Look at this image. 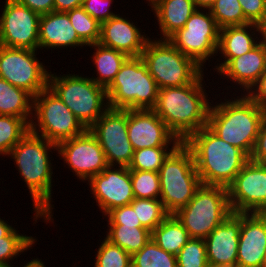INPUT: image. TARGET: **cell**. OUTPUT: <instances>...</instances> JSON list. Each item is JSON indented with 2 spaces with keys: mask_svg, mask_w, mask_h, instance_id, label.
<instances>
[{
  "mask_svg": "<svg viewBox=\"0 0 266 267\" xmlns=\"http://www.w3.org/2000/svg\"><path fill=\"white\" fill-rule=\"evenodd\" d=\"M52 150L57 152V144L29 130L6 155L11 157L19 176L27 185L34 207L35 224L38 219L43 220L45 224L54 222L52 211L55 208L51 199L54 193L52 183L55 167L52 165Z\"/></svg>",
  "mask_w": 266,
  "mask_h": 267,
  "instance_id": "6da1fadb",
  "label": "cell"
},
{
  "mask_svg": "<svg viewBox=\"0 0 266 267\" xmlns=\"http://www.w3.org/2000/svg\"><path fill=\"white\" fill-rule=\"evenodd\" d=\"M204 74L191 84L159 89L157 103L152 109L181 142L207 126L212 100L204 88Z\"/></svg>",
  "mask_w": 266,
  "mask_h": 267,
  "instance_id": "7a4b0ae2",
  "label": "cell"
},
{
  "mask_svg": "<svg viewBox=\"0 0 266 267\" xmlns=\"http://www.w3.org/2000/svg\"><path fill=\"white\" fill-rule=\"evenodd\" d=\"M192 152L196 171L204 185L228 187L249 161L238 147L227 143L207 126L183 142Z\"/></svg>",
  "mask_w": 266,
  "mask_h": 267,
  "instance_id": "3957f363",
  "label": "cell"
},
{
  "mask_svg": "<svg viewBox=\"0 0 266 267\" xmlns=\"http://www.w3.org/2000/svg\"><path fill=\"white\" fill-rule=\"evenodd\" d=\"M210 105L207 127L219 138L251 155L265 111L247 94ZM225 101V102H224Z\"/></svg>",
  "mask_w": 266,
  "mask_h": 267,
  "instance_id": "277c9868",
  "label": "cell"
},
{
  "mask_svg": "<svg viewBox=\"0 0 266 267\" xmlns=\"http://www.w3.org/2000/svg\"><path fill=\"white\" fill-rule=\"evenodd\" d=\"M49 73L48 87L72 111L81 124L89 129L109 108L106 89L89 76Z\"/></svg>",
  "mask_w": 266,
  "mask_h": 267,
  "instance_id": "5b68a950",
  "label": "cell"
},
{
  "mask_svg": "<svg viewBox=\"0 0 266 267\" xmlns=\"http://www.w3.org/2000/svg\"><path fill=\"white\" fill-rule=\"evenodd\" d=\"M109 108L153 109L159 87L141 56L128 57L106 88Z\"/></svg>",
  "mask_w": 266,
  "mask_h": 267,
  "instance_id": "8992f818",
  "label": "cell"
},
{
  "mask_svg": "<svg viewBox=\"0 0 266 267\" xmlns=\"http://www.w3.org/2000/svg\"><path fill=\"white\" fill-rule=\"evenodd\" d=\"M160 200L168 214L185 207L202 185L190 149L181 142L160 168Z\"/></svg>",
  "mask_w": 266,
  "mask_h": 267,
  "instance_id": "52a82bcc",
  "label": "cell"
},
{
  "mask_svg": "<svg viewBox=\"0 0 266 267\" xmlns=\"http://www.w3.org/2000/svg\"><path fill=\"white\" fill-rule=\"evenodd\" d=\"M141 57L159 89L191 84L205 71L168 39L149 38Z\"/></svg>",
  "mask_w": 266,
  "mask_h": 267,
  "instance_id": "ba28073f",
  "label": "cell"
},
{
  "mask_svg": "<svg viewBox=\"0 0 266 267\" xmlns=\"http://www.w3.org/2000/svg\"><path fill=\"white\" fill-rule=\"evenodd\" d=\"M232 212L226 187L202 184L174 215L190 238L205 239Z\"/></svg>",
  "mask_w": 266,
  "mask_h": 267,
  "instance_id": "9c48e42d",
  "label": "cell"
},
{
  "mask_svg": "<svg viewBox=\"0 0 266 267\" xmlns=\"http://www.w3.org/2000/svg\"><path fill=\"white\" fill-rule=\"evenodd\" d=\"M86 128L48 87L33 97L30 131L58 144L82 134Z\"/></svg>",
  "mask_w": 266,
  "mask_h": 267,
  "instance_id": "30bf717a",
  "label": "cell"
},
{
  "mask_svg": "<svg viewBox=\"0 0 266 267\" xmlns=\"http://www.w3.org/2000/svg\"><path fill=\"white\" fill-rule=\"evenodd\" d=\"M219 32L220 28L210 10L196 9L184 27L168 40L204 69L207 60L210 62L211 58L217 56Z\"/></svg>",
  "mask_w": 266,
  "mask_h": 267,
  "instance_id": "8fae6325",
  "label": "cell"
},
{
  "mask_svg": "<svg viewBox=\"0 0 266 267\" xmlns=\"http://www.w3.org/2000/svg\"><path fill=\"white\" fill-rule=\"evenodd\" d=\"M37 51L0 45V77L33 97L48 88L50 73Z\"/></svg>",
  "mask_w": 266,
  "mask_h": 267,
  "instance_id": "7c38bea8",
  "label": "cell"
},
{
  "mask_svg": "<svg viewBox=\"0 0 266 267\" xmlns=\"http://www.w3.org/2000/svg\"><path fill=\"white\" fill-rule=\"evenodd\" d=\"M89 130L102 147L108 166H129L134 149L127 135V109L108 108Z\"/></svg>",
  "mask_w": 266,
  "mask_h": 267,
  "instance_id": "4fadbf2b",
  "label": "cell"
},
{
  "mask_svg": "<svg viewBox=\"0 0 266 267\" xmlns=\"http://www.w3.org/2000/svg\"><path fill=\"white\" fill-rule=\"evenodd\" d=\"M57 154L81 182L87 183L91 177L101 173L108 166L102 147L89 129L58 143Z\"/></svg>",
  "mask_w": 266,
  "mask_h": 267,
  "instance_id": "5bb4252c",
  "label": "cell"
},
{
  "mask_svg": "<svg viewBox=\"0 0 266 267\" xmlns=\"http://www.w3.org/2000/svg\"><path fill=\"white\" fill-rule=\"evenodd\" d=\"M0 14V45L39 49L40 14L16 0H5Z\"/></svg>",
  "mask_w": 266,
  "mask_h": 267,
  "instance_id": "9a60e30c",
  "label": "cell"
},
{
  "mask_svg": "<svg viewBox=\"0 0 266 267\" xmlns=\"http://www.w3.org/2000/svg\"><path fill=\"white\" fill-rule=\"evenodd\" d=\"M227 191L233 213H259L266 205V163L249 160Z\"/></svg>",
  "mask_w": 266,
  "mask_h": 267,
  "instance_id": "2e32d148",
  "label": "cell"
},
{
  "mask_svg": "<svg viewBox=\"0 0 266 267\" xmlns=\"http://www.w3.org/2000/svg\"><path fill=\"white\" fill-rule=\"evenodd\" d=\"M87 184L102 218L114 208L129 205L135 199L128 167L107 166L101 173L91 177Z\"/></svg>",
  "mask_w": 266,
  "mask_h": 267,
  "instance_id": "e0dca14e",
  "label": "cell"
},
{
  "mask_svg": "<svg viewBox=\"0 0 266 267\" xmlns=\"http://www.w3.org/2000/svg\"><path fill=\"white\" fill-rule=\"evenodd\" d=\"M127 135L134 151L181 143L152 109H127Z\"/></svg>",
  "mask_w": 266,
  "mask_h": 267,
  "instance_id": "ac0fdd59",
  "label": "cell"
},
{
  "mask_svg": "<svg viewBox=\"0 0 266 267\" xmlns=\"http://www.w3.org/2000/svg\"><path fill=\"white\" fill-rule=\"evenodd\" d=\"M120 14L101 24L99 43L126 54L128 57L141 56L147 40L150 38L132 20Z\"/></svg>",
  "mask_w": 266,
  "mask_h": 267,
  "instance_id": "d6986e66",
  "label": "cell"
},
{
  "mask_svg": "<svg viewBox=\"0 0 266 267\" xmlns=\"http://www.w3.org/2000/svg\"><path fill=\"white\" fill-rule=\"evenodd\" d=\"M265 71L266 44L262 40L250 52L232 58L217 74L227 79V83L229 80L232 81L231 84L234 82L226 88H235L233 85L236 84L241 94H247Z\"/></svg>",
  "mask_w": 266,
  "mask_h": 267,
  "instance_id": "ffe728a7",
  "label": "cell"
},
{
  "mask_svg": "<svg viewBox=\"0 0 266 267\" xmlns=\"http://www.w3.org/2000/svg\"><path fill=\"white\" fill-rule=\"evenodd\" d=\"M266 252V218L259 213H241L237 263L261 267Z\"/></svg>",
  "mask_w": 266,
  "mask_h": 267,
  "instance_id": "44dd1931",
  "label": "cell"
},
{
  "mask_svg": "<svg viewBox=\"0 0 266 267\" xmlns=\"http://www.w3.org/2000/svg\"><path fill=\"white\" fill-rule=\"evenodd\" d=\"M240 229L241 213H231L204 239L208 262L237 263Z\"/></svg>",
  "mask_w": 266,
  "mask_h": 267,
  "instance_id": "7402d4cb",
  "label": "cell"
},
{
  "mask_svg": "<svg viewBox=\"0 0 266 267\" xmlns=\"http://www.w3.org/2000/svg\"><path fill=\"white\" fill-rule=\"evenodd\" d=\"M258 34V35H257ZM259 36V38H258ZM263 40L258 24L249 23L242 26H227L220 29L217 56L219 58L213 71L218 73L232 58L250 52ZM219 54V55H218ZM222 54V55H221Z\"/></svg>",
  "mask_w": 266,
  "mask_h": 267,
  "instance_id": "603a6c76",
  "label": "cell"
},
{
  "mask_svg": "<svg viewBox=\"0 0 266 267\" xmlns=\"http://www.w3.org/2000/svg\"><path fill=\"white\" fill-rule=\"evenodd\" d=\"M82 48L86 45L79 39L66 12H50L40 16L39 50Z\"/></svg>",
  "mask_w": 266,
  "mask_h": 267,
  "instance_id": "cb8c5ba5",
  "label": "cell"
},
{
  "mask_svg": "<svg viewBox=\"0 0 266 267\" xmlns=\"http://www.w3.org/2000/svg\"><path fill=\"white\" fill-rule=\"evenodd\" d=\"M196 9L194 0H162L151 11L159 25L160 39H168L183 28Z\"/></svg>",
  "mask_w": 266,
  "mask_h": 267,
  "instance_id": "d4e9b609",
  "label": "cell"
},
{
  "mask_svg": "<svg viewBox=\"0 0 266 267\" xmlns=\"http://www.w3.org/2000/svg\"><path fill=\"white\" fill-rule=\"evenodd\" d=\"M87 47L93 48L91 60L95 66L96 76L91 79L105 89L111 84L116 74L120 71L122 64L128 58V56L120 51L113 48L105 47L100 43H94Z\"/></svg>",
  "mask_w": 266,
  "mask_h": 267,
  "instance_id": "484cf974",
  "label": "cell"
},
{
  "mask_svg": "<svg viewBox=\"0 0 266 267\" xmlns=\"http://www.w3.org/2000/svg\"><path fill=\"white\" fill-rule=\"evenodd\" d=\"M0 115L23 118L30 125L33 115V96L0 77Z\"/></svg>",
  "mask_w": 266,
  "mask_h": 267,
  "instance_id": "4316f807",
  "label": "cell"
},
{
  "mask_svg": "<svg viewBox=\"0 0 266 267\" xmlns=\"http://www.w3.org/2000/svg\"><path fill=\"white\" fill-rule=\"evenodd\" d=\"M18 232L19 230L0 217V264L14 266L12 261L25 251L33 249L37 242L36 236L34 238Z\"/></svg>",
  "mask_w": 266,
  "mask_h": 267,
  "instance_id": "83f0119b",
  "label": "cell"
},
{
  "mask_svg": "<svg viewBox=\"0 0 266 267\" xmlns=\"http://www.w3.org/2000/svg\"><path fill=\"white\" fill-rule=\"evenodd\" d=\"M151 239L163 250L177 255L190 236L174 214H169L152 232Z\"/></svg>",
  "mask_w": 266,
  "mask_h": 267,
  "instance_id": "f1b7e54d",
  "label": "cell"
},
{
  "mask_svg": "<svg viewBox=\"0 0 266 267\" xmlns=\"http://www.w3.org/2000/svg\"><path fill=\"white\" fill-rule=\"evenodd\" d=\"M105 237L112 244L120 246L131 256L143 248L151 239V232L144 227L107 225Z\"/></svg>",
  "mask_w": 266,
  "mask_h": 267,
  "instance_id": "f546056e",
  "label": "cell"
},
{
  "mask_svg": "<svg viewBox=\"0 0 266 267\" xmlns=\"http://www.w3.org/2000/svg\"><path fill=\"white\" fill-rule=\"evenodd\" d=\"M29 130L30 125L23 118L0 115V156L5 157Z\"/></svg>",
  "mask_w": 266,
  "mask_h": 267,
  "instance_id": "4dcf8cb0",
  "label": "cell"
},
{
  "mask_svg": "<svg viewBox=\"0 0 266 267\" xmlns=\"http://www.w3.org/2000/svg\"><path fill=\"white\" fill-rule=\"evenodd\" d=\"M132 267H177L176 256L161 249L152 239L131 256Z\"/></svg>",
  "mask_w": 266,
  "mask_h": 267,
  "instance_id": "1f68e13d",
  "label": "cell"
},
{
  "mask_svg": "<svg viewBox=\"0 0 266 267\" xmlns=\"http://www.w3.org/2000/svg\"><path fill=\"white\" fill-rule=\"evenodd\" d=\"M130 205L136 212L141 225L152 232L169 215L160 198H135Z\"/></svg>",
  "mask_w": 266,
  "mask_h": 267,
  "instance_id": "d6a6232c",
  "label": "cell"
},
{
  "mask_svg": "<svg viewBox=\"0 0 266 267\" xmlns=\"http://www.w3.org/2000/svg\"><path fill=\"white\" fill-rule=\"evenodd\" d=\"M79 39L86 45L99 43L101 24L92 18L82 7L66 12Z\"/></svg>",
  "mask_w": 266,
  "mask_h": 267,
  "instance_id": "836d02e7",
  "label": "cell"
},
{
  "mask_svg": "<svg viewBox=\"0 0 266 267\" xmlns=\"http://www.w3.org/2000/svg\"><path fill=\"white\" fill-rule=\"evenodd\" d=\"M176 147H151L135 150L130 170L159 172L165 159Z\"/></svg>",
  "mask_w": 266,
  "mask_h": 267,
  "instance_id": "e575fe53",
  "label": "cell"
},
{
  "mask_svg": "<svg viewBox=\"0 0 266 267\" xmlns=\"http://www.w3.org/2000/svg\"><path fill=\"white\" fill-rule=\"evenodd\" d=\"M209 10L220 29L250 23L244 17L242 6L238 0H216Z\"/></svg>",
  "mask_w": 266,
  "mask_h": 267,
  "instance_id": "d590c367",
  "label": "cell"
},
{
  "mask_svg": "<svg viewBox=\"0 0 266 267\" xmlns=\"http://www.w3.org/2000/svg\"><path fill=\"white\" fill-rule=\"evenodd\" d=\"M96 249L94 267H132L131 255L104 238Z\"/></svg>",
  "mask_w": 266,
  "mask_h": 267,
  "instance_id": "8d00e7d4",
  "label": "cell"
},
{
  "mask_svg": "<svg viewBox=\"0 0 266 267\" xmlns=\"http://www.w3.org/2000/svg\"><path fill=\"white\" fill-rule=\"evenodd\" d=\"M130 175L135 198H160L161 186L157 172L130 170Z\"/></svg>",
  "mask_w": 266,
  "mask_h": 267,
  "instance_id": "74e56055",
  "label": "cell"
},
{
  "mask_svg": "<svg viewBox=\"0 0 266 267\" xmlns=\"http://www.w3.org/2000/svg\"><path fill=\"white\" fill-rule=\"evenodd\" d=\"M177 267H205L208 263L205 240L190 238L176 255Z\"/></svg>",
  "mask_w": 266,
  "mask_h": 267,
  "instance_id": "f35d334b",
  "label": "cell"
},
{
  "mask_svg": "<svg viewBox=\"0 0 266 267\" xmlns=\"http://www.w3.org/2000/svg\"><path fill=\"white\" fill-rule=\"evenodd\" d=\"M105 217L108 219L106 220V224L108 225L143 227L136 215L135 210L130 204L114 208L113 210L109 211L103 218Z\"/></svg>",
  "mask_w": 266,
  "mask_h": 267,
  "instance_id": "ab89813d",
  "label": "cell"
},
{
  "mask_svg": "<svg viewBox=\"0 0 266 267\" xmlns=\"http://www.w3.org/2000/svg\"><path fill=\"white\" fill-rule=\"evenodd\" d=\"M114 0H83L82 8L100 24L117 15L111 12Z\"/></svg>",
  "mask_w": 266,
  "mask_h": 267,
  "instance_id": "60d3db41",
  "label": "cell"
},
{
  "mask_svg": "<svg viewBox=\"0 0 266 267\" xmlns=\"http://www.w3.org/2000/svg\"><path fill=\"white\" fill-rule=\"evenodd\" d=\"M244 17L254 24L260 25L266 14V0H238Z\"/></svg>",
  "mask_w": 266,
  "mask_h": 267,
  "instance_id": "b9f144b4",
  "label": "cell"
},
{
  "mask_svg": "<svg viewBox=\"0 0 266 267\" xmlns=\"http://www.w3.org/2000/svg\"><path fill=\"white\" fill-rule=\"evenodd\" d=\"M249 160L256 163H266V111Z\"/></svg>",
  "mask_w": 266,
  "mask_h": 267,
  "instance_id": "7bdbcfd3",
  "label": "cell"
},
{
  "mask_svg": "<svg viewBox=\"0 0 266 267\" xmlns=\"http://www.w3.org/2000/svg\"><path fill=\"white\" fill-rule=\"evenodd\" d=\"M247 95L264 111H266V71Z\"/></svg>",
  "mask_w": 266,
  "mask_h": 267,
  "instance_id": "ee69618b",
  "label": "cell"
},
{
  "mask_svg": "<svg viewBox=\"0 0 266 267\" xmlns=\"http://www.w3.org/2000/svg\"><path fill=\"white\" fill-rule=\"evenodd\" d=\"M18 3L27 6L31 11L40 15L54 11V0H16Z\"/></svg>",
  "mask_w": 266,
  "mask_h": 267,
  "instance_id": "f6af8a7d",
  "label": "cell"
},
{
  "mask_svg": "<svg viewBox=\"0 0 266 267\" xmlns=\"http://www.w3.org/2000/svg\"><path fill=\"white\" fill-rule=\"evenodd\" d=\"M83 0H54V11L68 12L74 8L81 7Z\"/></svg>",
  "mask_w": 266,
  "mask_h": 267,
  "instance_id": "bcb514c9",
  "label": "cell"
},
{
  "mask_svg": "<svg viewBox=\"0 0 266 267\" xmlns=\"http://www.w3.org/2000/svg\"><path fill=\"white\" fill-rule=\"evenodd\" d=\"M216 0H194L197 9H210Z\"/></svg>",
  "mask_w": 266,
  "mask_h": 267,
  "instance_id": "7dc6e473",
  "label": "cell"
},
{
  "mask_svg": "<svg viewBox=\"0 0 266 267\" xmlns=\"http://www.w3.org/2000/svg\"><path fill=\"white\" fill-rule=\"evenodd\" d=\"M46 264L43 260L39 258H32V260L28 261L26 264L22 265L23 267H46ZM21 267V266H20Z\"/></svg>",
  "mask_w": 266,
  "mask_h": 267,
  "instance_id": "c3c4849f",
  "label": "cell"
},
{
  "mask_svg": "<svg viewBox=\"0 0 266 267\" xmlns=\"http://www.w3.org/2000/svg\"><path fill=\"white\" fill-rule=\"evenodd\" d=\"M205 267H241L238 263L215 264L208 262Z\"/></svg>",
  "mask_w": 266,
  "mask_h": 267,
  "instance_id": "681fc988",
  "label": "cell"
},
{
  "mask_svg": "<svg viewBox=\"0 0 266 267\" xmlns=\"http://www.w3.org/2000/svg\"><path fill=\"white\" fill-rule=\"evenodd\" d=\"M262 37H266V14L264 20L259 25Z\"/></svg>",
  "mask_w": 266,
  "mask_h": 267,
  "instance_id": "f907efd6",
  "label": "cell"
},
{
  "mask_svg": "<svg viewBox=\"0 0 266 267\" xmlns=\"http://www.w3.org/2000/svg\"><path fill=\"white\" fill-rule=\"evenodd\" d=\"M162 0H146L147 6H150V9L156 7Z\"/></svg>",
  "mask_w": 266,
  "mask_h": 267,
  "instance_id": "816d5d0a",
  "label": "cell"
},
{
  "mask_svg": "<svg viewBox=\"0 0 266 267\" xmlns=\"http://www.w3.org/2000/svg\"><path fill=\"white\" fill-rule=\"evenodd\" d=\"M259 214L262 216V217H264V218H266V205L263 207V209L259 212Z\"/></svg>",
  "mask_w": 266,
  "mask_h": 267,
  "instance_id": "f5cc1de1",
  "label": "cell"
},
{
  "mask_svg": "<svg viewBox=\"0 0 266 267\" xmlns=\"http://www.w3.org/2000/svg\"><path fill=\"white\" fill-rule=\"evenodd\" d=\"M261 267H266V252H265L263 263H262Z\"/></svg>",
  "mask_w": 266,
  "mask_h": 267,
  "instance_id": "db71d44e",
  "label": "cell"
},
{
  "mask_svg": "<svg viewBox=\"0 0 266 267\" xmlns=\"http://www.w3.org/2000/svg\"><path fill=\"white\" fill-rule=\"evenodd\" d=\"M0 267H13V266L5 265V264H0Z\"/></svg>",
  "mask_w": 266,
  "mask_h": 267,
  "instance_id": "11a10c76",
  "label": "cell"
}]
</instances>
